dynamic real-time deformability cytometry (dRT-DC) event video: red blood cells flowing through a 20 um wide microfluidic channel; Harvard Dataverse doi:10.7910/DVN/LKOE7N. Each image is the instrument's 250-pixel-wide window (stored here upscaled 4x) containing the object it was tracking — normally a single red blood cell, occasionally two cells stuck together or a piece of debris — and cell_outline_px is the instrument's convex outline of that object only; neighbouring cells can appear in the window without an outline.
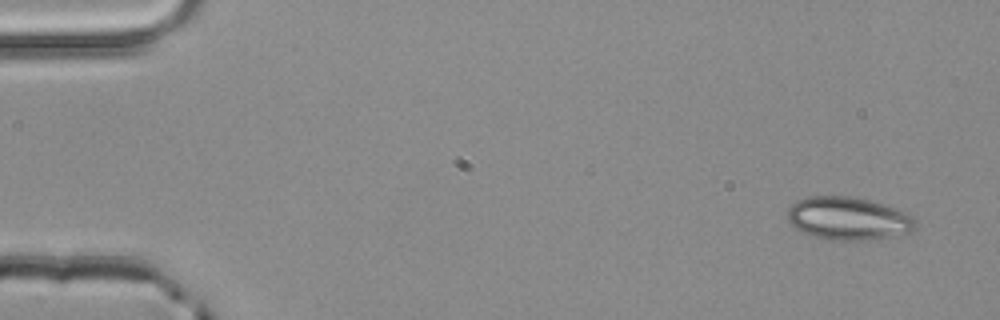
{"species": "common noctule bat (a hibernating species)", "species_latin": "Nyctalus noctula", "temperature_condition": "room temperature", "stored_images_in_passage": 3, "camera_frame_rate_fps": 3000, "um_per_image_px": 0.085, "animal": {"sex": "male", "body_mass_g": 20.4}, "frame": {"image": 1, "passage_image": 1, "time_ms": 0.0, "image_size_px": [1000, 320], "cell_outline_px": [[916, 228], [912, 232], [868, 240], [832, 240], [800, 232], [788, 224], [788, 208], [796, 200], [808, 196], [848, 196], [868, 200], [900, 208], [912, 216], [916, 220]], "centroid_in_image_um": [72.1, 18.56], "position_along_channel_um": 12.9, "area_um2": 32.37}}